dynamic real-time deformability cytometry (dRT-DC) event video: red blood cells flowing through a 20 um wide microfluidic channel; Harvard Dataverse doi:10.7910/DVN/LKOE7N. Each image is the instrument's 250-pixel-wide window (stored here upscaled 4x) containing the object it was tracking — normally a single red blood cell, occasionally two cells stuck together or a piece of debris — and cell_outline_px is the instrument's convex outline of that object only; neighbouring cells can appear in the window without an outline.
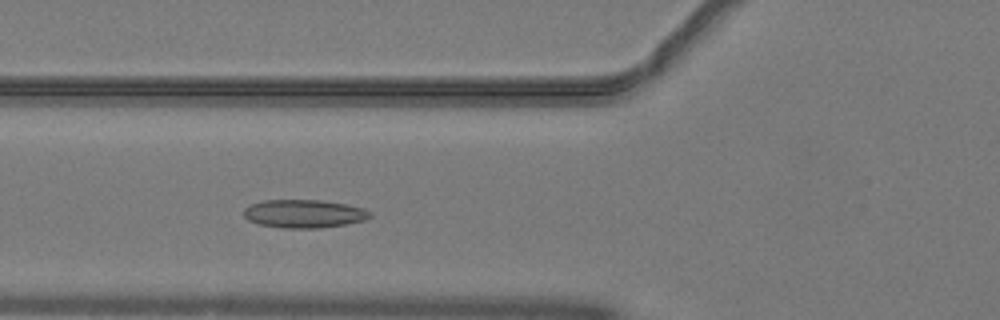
{"species": "common noctule bat (a hibernating species)", "species_latin": "Nyctalus noctula", "temperature_condition": "warm", "stored_images_in_passage": 45, "camera_frame_rate_fps": 3000, "um_per_image_px": 0.085, "animal": {"sex": "male", "body_mass_g": 19.2, "forearm_length_mm": 51.8}, "frame": {"image": 1, "passage_image": 13, "time_ms": 4.0, "image_size_px": [1000, 320], "cell_outline_px": [[372, 216], [364, 220], [348, 224], [320, 228], [284, 228], [260, 224], [248, 220], [244, 216], [244, 208], [248, 204], [264, 200], [320, 200], [348, 204], [364, 208], [372, 212]], "centroid_in_image_um": [25.86, 18.16], "position_along_channel_um": 99.9, "area_um2": 20.98}}
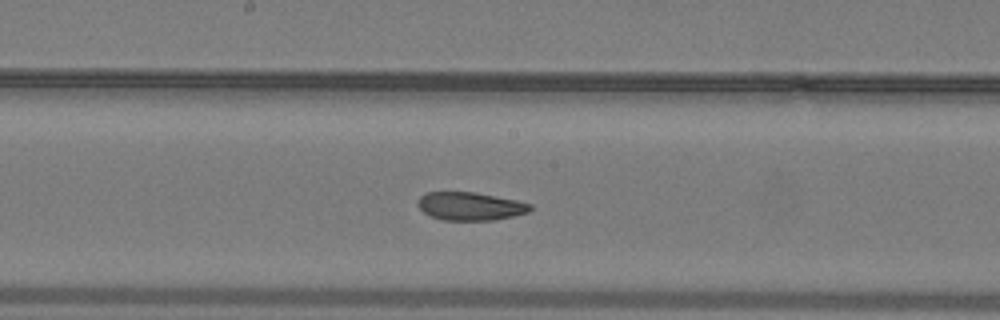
{"frame": {"image": 2, "passage_image": 21, "time_ms": 6.667, "image_size_px": [1000, 320], "cell_outline_px": [[532, 208], [528, 212], [512, 216], [492, 220], [444, 220], [432, 216], [424, 212], [416, 204], [420, 196], [428, 192], [476, 192], [516, 200], [532, 204]], "centroid_in_image_um": [39.97, 17.52], "position_along_channel_um": 208.2, "area_um2": 18.32}}
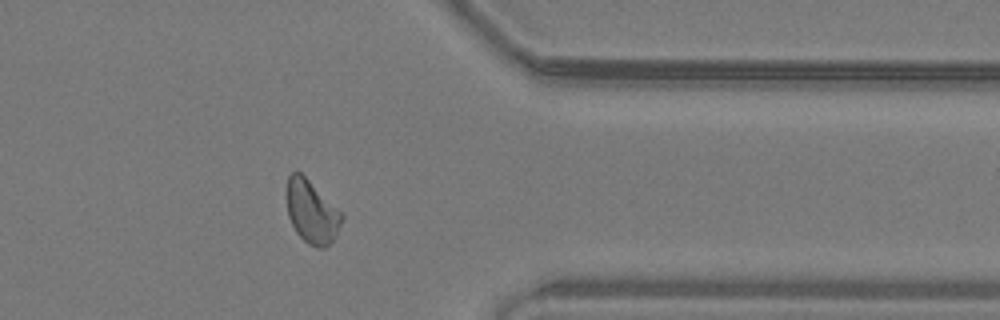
{"frame": {"image": 3, "passage_image": 35, "time_ms": 11.333, "image_size_px": [1000, 320], "cell_outline_px": [[344, 216], [332, 240], [324, 248], [316, 248], [308, 244], [296, 232], [288, 216], [284, 196], [284, 188], [288, 176], [292, 172], [300, 172], [344, 212]], "centroid_in_image_um": [26.45, 17.96], "position_along_channel_um": 384.9, "area_um2": 20.69}, "authors_computed_cell_mechanics": {"area_um2": 20.0566, "velocity_mm_per_s": 4.0466, "shape_relaxation_time_tau1_ms": 8.6768, "shape_relaxation_time_tau2_ms": 0.9278, "deformation_change_tau1": 0.1738, "deformation_change_tau2": 0.0614}}